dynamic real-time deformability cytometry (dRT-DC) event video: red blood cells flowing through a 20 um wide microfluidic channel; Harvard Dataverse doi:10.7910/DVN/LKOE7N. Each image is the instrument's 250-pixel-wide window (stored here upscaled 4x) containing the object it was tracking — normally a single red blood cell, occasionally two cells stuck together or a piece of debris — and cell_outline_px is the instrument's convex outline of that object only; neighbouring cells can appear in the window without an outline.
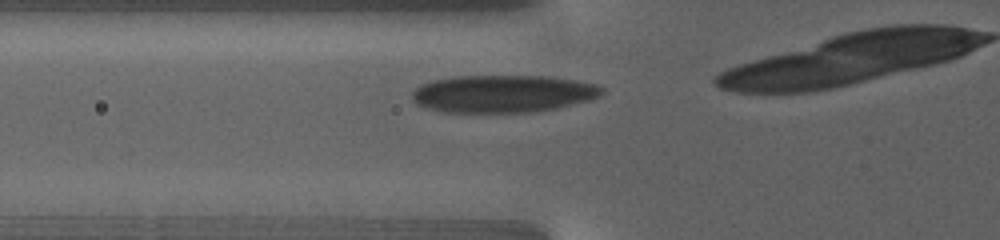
{"species": "human", "species_latin": "Homo sapiens", "temperature_condition": "warm", "stored_images_in_passage": 8, "camera_frame_rate_fps": 3000, "um_per_image_px": 0.085, "donor": {"sex": "female"}, "frame": {"image": 1, "passage_image": 3, "time_ms": 1.0, "image_size_px": [1000, 240], "cell_outline_px": [[604, 92], [600, 96], [588, 100], [556, 108], [528, 112], [448, 112], [432, 108], [420, 104], [412, 96], [412, 92], [420, 84], [432, 80], [456, 76], [552, 76], [576, 80], [596, 84], [604, 88]], "centroid_in_image_um": [42.81, 7.94], "position_along_channel_um": 83.0, "area_um2": 41.15}}
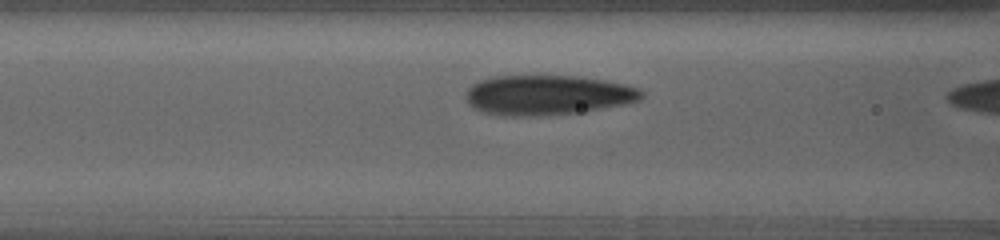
{"frame": {"image": 2, "passage_image": 6, "time_ms": 2.333, "image_size_px": [1000, 240], "cell_outline_px": [[644, 96], [640, 100], [584, 112], [516, 116], [496, 116], [472, 108], [468, 104], [468, 88], [472, 84], [480, 80], [492, 76], [580, 76], [604, 80], [624, 84], [640, 88], [644, 92]], "centroid_in_image_um": [46.54, 8.07], "position_along_channel_um": 120.1, "area_um2": 40.75}}